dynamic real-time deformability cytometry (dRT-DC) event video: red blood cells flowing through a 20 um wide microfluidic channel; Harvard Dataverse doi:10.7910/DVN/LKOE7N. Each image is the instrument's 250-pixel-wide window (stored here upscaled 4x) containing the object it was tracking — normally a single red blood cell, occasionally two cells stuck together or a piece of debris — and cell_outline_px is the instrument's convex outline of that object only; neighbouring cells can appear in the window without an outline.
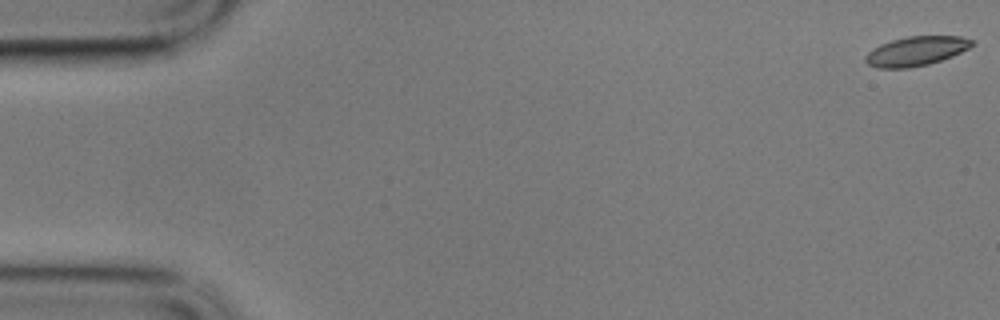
{"species": "common noctule bat (a hibernating species)", "species_latin": "Nyctalus noctula", "temperature_condition": "cold", "stored_images_in_passage": 59, "camera_frame_rate_fps": 3000, "um_per_image_px": 0.085, "animal": {"sex": "male", "body_mass_g": 17.9}, "frame": {"image": 1, "passage_image": 1, "time_ms": 0.0, "image_size_px": [1000, 320], "cell_outline_px": [[972, 44], [968, 48], [952, 56], [928, 64], [908, 68], [876, 68], [868, 64], [864, 60], [864, 56], [868, 52], [880, 44], [892, 40], [908, 36], [960, 36], [972, 40]], "centroid_in_image_um": [77.82, 4.35], "position_along_channel_um": 7.2, "area_um2": 18.03}}
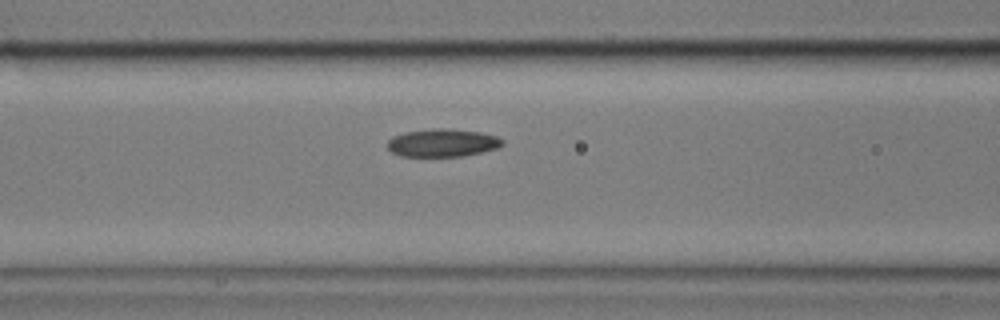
{"frame": {"image": 2, "passage_image": 24, "time_ms": 7.667, "image_size_px": [1000, 320], "cell_outline_px": [[504, 144], [496, 148], [464, 156], [400, 156], [392, 152], [388, 148], [388, 140], [392, 136], [404, 132], [436, 128], [448, 128], [480, 132], [496, 136], [504, 140]], "centroid_in_image_um": [37.6, 12.13], "position_along_channel_um": 129.0, "area_um2": 18.67}}
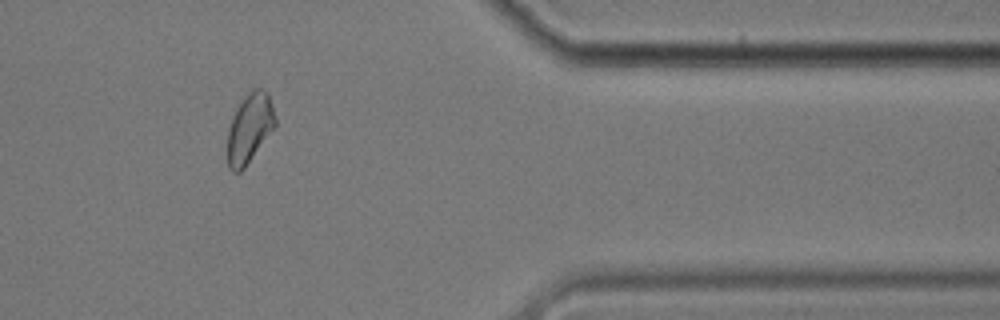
{"frame": {"image": 3, "passage_image": 49, "time_ms": 16.0, "image_size_px": [1000, 320], "cell_outline_px": [[276, 124], [244, 168], [240, 172], [232, 172], [228, 168], [228, 128], [232, 116], [236, 108], [244, 96], [252, 88], [260, 88], [268, 92], [272, 104], [276, 120]], "centroid_in_image_um": [21.2, 10.86], "position_along_channel_um": 390.2, "area_um2": 19.19}, "authors_computed_cell_mechanics": {"area_um2": 18.9006, "velocity_mm_per_s": 3.4054, "shape_relaxation_time_tau1_ms": 5.4534, "shape_relaxation_time_tau2_ms": 3.6906, "deformation_change_tau1": 0.1113, "deformation_change_tau2": 0.0907}}